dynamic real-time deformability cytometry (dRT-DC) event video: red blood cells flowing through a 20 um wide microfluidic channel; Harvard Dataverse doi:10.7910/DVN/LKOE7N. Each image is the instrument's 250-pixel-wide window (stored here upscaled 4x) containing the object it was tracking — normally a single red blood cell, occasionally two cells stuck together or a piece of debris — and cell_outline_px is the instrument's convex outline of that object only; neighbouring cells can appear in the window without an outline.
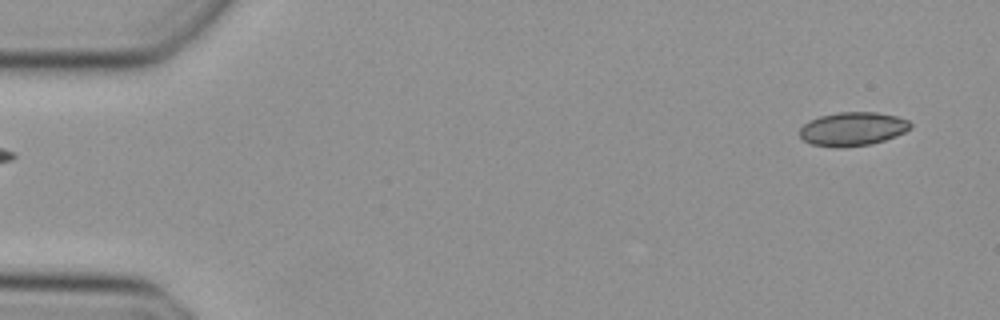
{"species": "Egyptian fruit bat (a non-hibernating species)", "species_latin": "Rousettus aegyptiacus", "temperature_condition": "cold", "stored_images_in_passage": 47, "camera_frame_rate_fps": 3000, "um_per_image_px": 0.085, "animal": {"sex": "female"}, "frame": {"image": 1, "passage_image": 1, "time_ms": 0.0, "image_size_px": [1000, 320], "cell_outline_px": [[912, 128], [896, 136], [872, 144], [840, 148], [836, 148], [812, 144], [804, 140], [800, 136], [800, 128], [808, 120], [820, 116], [840, 112], [876, 112], [896, 116], [908, 120], [912, 124]], "centroid_in_image_um": [72.48, 10.96], "position_along_channel_um": 12.5, "area_um2": 21.85}}
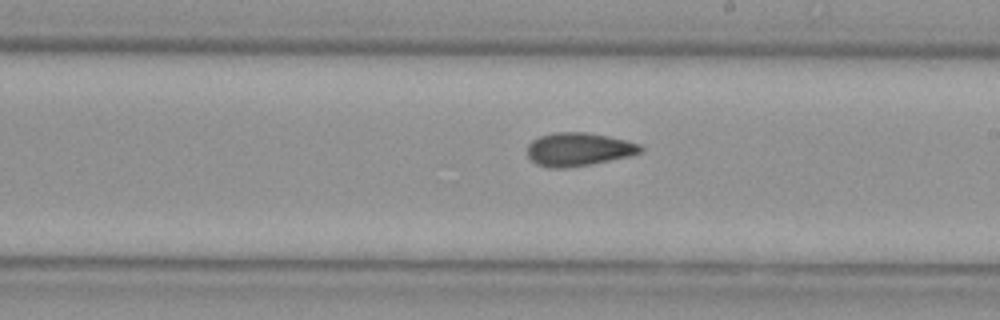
{"frame": {"image": 2, "passage_image": 26, "time_ms": 8.333, "image_size_px": [1000, 320], "cell_outline_px": [[644, 148], [640, 152], [632, 156], [592, 164], [568, 168], [548, 168], [536, 164], [528, 156], [528, 144], [532, 140], [540, 136], [556, 132], [588, 132], [608, 136], [640, 144]], "centroid_in_image_um": [49.18, 12.7], "position_along_channel_um": 239.8, "area_um2": 22.14}}
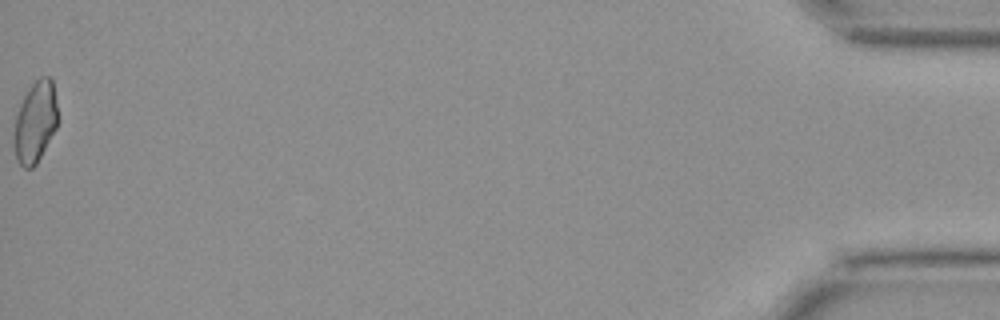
{"frame": {"image": 3, "passage_image": 47, "time_ms": 15.333, "image_size_px": [1000, 320], "cell_outline_px": [[60, 116], [56, 128], [36, 164], [32, 168], [24, 168], [16, 160], [12, 144], [12, 140], [16, 116], [20, 104], [28, 88], [40, 76], [52, 76]], "centroid_in_image_um": [3.01, 10.35], "position_along_channel_um": 432.2, "area_um2": 21.33}}